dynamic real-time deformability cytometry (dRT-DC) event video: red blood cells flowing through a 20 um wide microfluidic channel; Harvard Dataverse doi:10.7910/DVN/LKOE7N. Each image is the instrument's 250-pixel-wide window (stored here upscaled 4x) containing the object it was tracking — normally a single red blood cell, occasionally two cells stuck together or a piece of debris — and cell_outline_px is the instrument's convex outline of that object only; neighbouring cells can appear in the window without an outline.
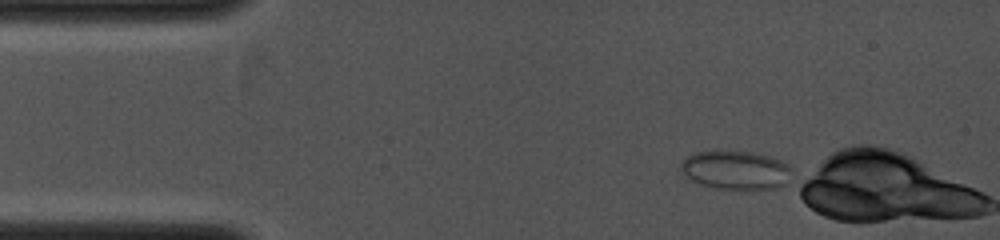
{"species": "common noctule bat (a hibernating species)", "species_latin": "Nyctalus noctula", "temperature_condition": "cold", "stored_images_in_passage": 13, "camera_frame_rate_fps": 4000, "um_per_image_px": 0.085, "animal": {"sex": "female", "body_mass_g": 19.0, "forearm_length_mm": 53.3}, "frame": {"image": 1, "passage_image": 1, "time_ms": 0.0, "image_size_px": [1000, 240], "cell_outline_px": [[788, 168], [784, 184], [776, 188], [744, 192], [740, 192], [700, 184], [692, 180], [680, 168], [680, 164], [688, 156], [696, 152], [716, 148], [752, 152], [768, 156], [780, 160], [788, 164]], "centroid_in_image_um": [62.48, 14.45], "position_along_channel_um": 22.5, "area_um2": 25.55}}
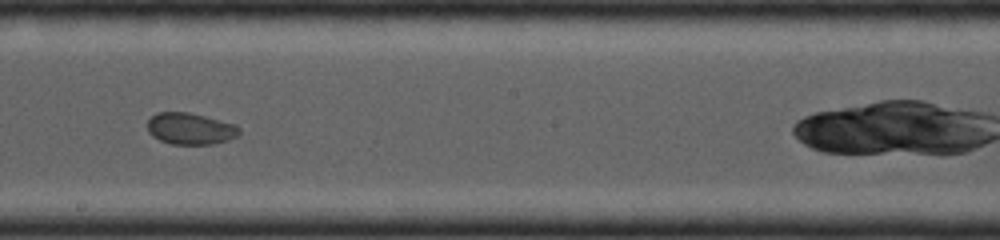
{"frame": {"image": 2, "passage_image": 11, "time_ms": 5.25, "image_size_px": [1000, 240], "cell_outline_px": [[240, 132], [236, 136], [212, 144], [172, 144], [160, 140], [152, 136], [148, 132], [148, 120], [156, 112], [188, 112], [236, 124], [240, 128]], "centroid_in_image_um": [16.15, 10.93], "position_along_channel_um": 232.0, "area_um2": 16.76}}